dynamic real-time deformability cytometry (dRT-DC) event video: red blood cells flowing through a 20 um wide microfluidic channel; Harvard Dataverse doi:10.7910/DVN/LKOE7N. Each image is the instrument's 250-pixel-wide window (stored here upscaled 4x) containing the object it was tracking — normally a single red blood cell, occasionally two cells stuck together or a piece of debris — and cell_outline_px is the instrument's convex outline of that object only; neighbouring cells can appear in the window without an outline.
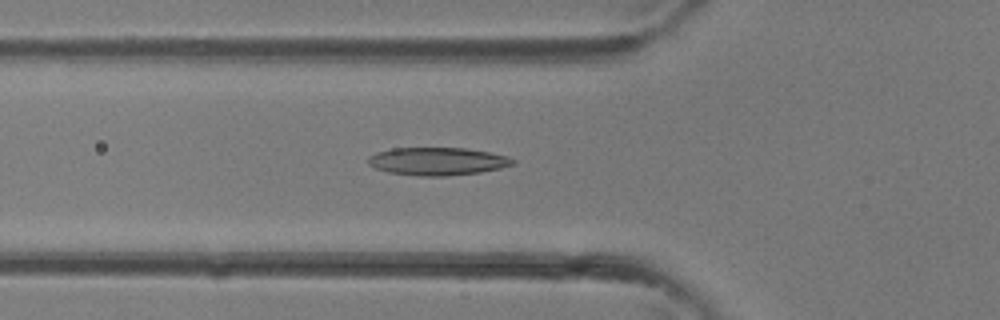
{"species": "common noctule bat (a hibernating species)", "species_latin": "Nyctalus noctula", "temperature_condition": "room temperature", "stored_images_in_passage": 26, "camera_frame_rate_fps": 3000, "um_per_image_px": 0.085, "animal": {"sex": "female"}, "frame": {"image": 1, "passage_image": 2, "time_ms": 0.333, "image_size_px": [1000, 320], "cell_outline_px": [[516, 164], [500, 168], [480, 172], [448, 176], [420, 176], [388, 172], [376, 168], [368, 164], [368, 156], [376, 152], [392, 148], [464, 148], [492, 152], [508, 156], [516, 160]], "centroid_in_image_um": [37.21, 13.71], "position_along_channel_um": 88.6, "area_um2": 23.64}}
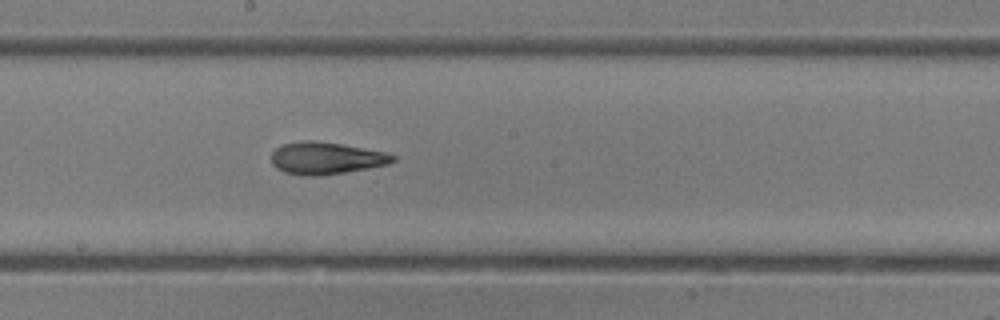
{"frame": {"image": 2, "passage_image": 9, "time_ms": 2.667, "image_size_px": [1000, 320], "cell_outline_px": [[396, 160], [388, 164], [368, 168], [344, 172], [316, 176], [308, 176], [284, 172], [276, 168], [272, 164], [272, 152], [280, 144], [304, 140], [312, 140], [340, 144], [384, 152], [396, 156]], "centroid_in_image_um": [27.68, 13.44], "position_along_channel_um": 220.5, "area_um2": 22.6}}
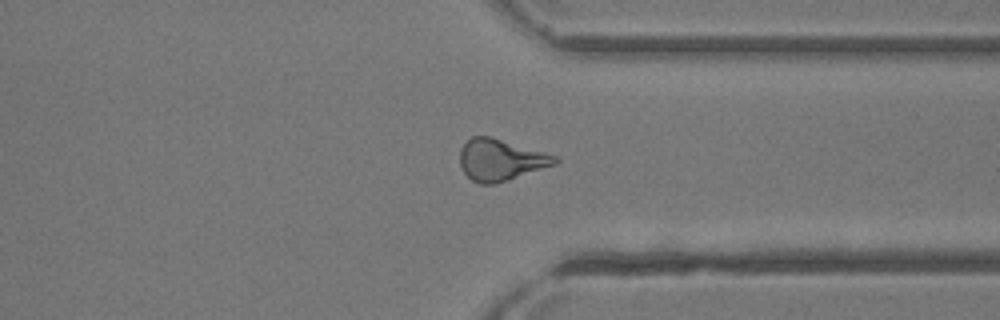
{"frame": {"image": 3, "passage_image": 17, "time_ms": 5.333, "image_size_px": [1000, 320], "cell_outline_px": [[560, 160], [556, 164], [508, 180], [492, 184], [480, 184], [472, 180], [460, 168], [460, 148], [472, 136], [492, 136], [560, 156]], "centroid_in_image_um": [42.58, 13.57], "position_along_channel_um": 368.8, "area_um2": 23.24}}